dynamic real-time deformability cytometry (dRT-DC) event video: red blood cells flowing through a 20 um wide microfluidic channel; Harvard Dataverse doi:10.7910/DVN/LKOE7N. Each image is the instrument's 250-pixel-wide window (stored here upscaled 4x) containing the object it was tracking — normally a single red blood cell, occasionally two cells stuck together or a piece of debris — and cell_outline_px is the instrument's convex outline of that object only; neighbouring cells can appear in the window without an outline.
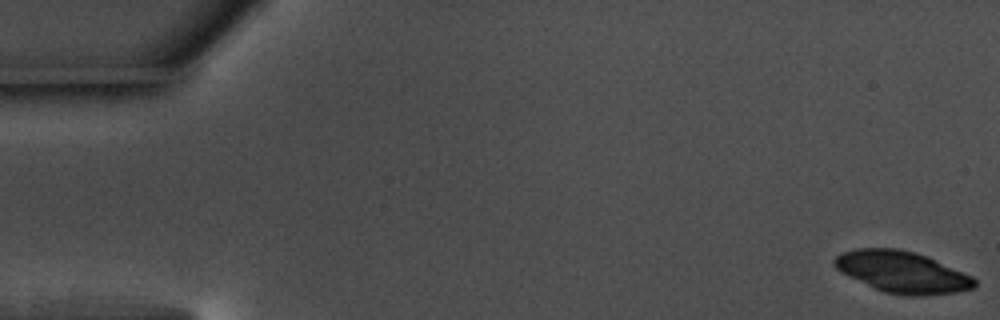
{"species": "common noctule bat (a hibernating species)", "species_latin": "Nyctalus noctula", "temperature_condition": "warm", "stored_images_in_passage": 55, "camera_frame_rate_fps": 3000, "um_per_image_px": 0.085, "animal": {"sex": "male", "body_mass_g": 17.5, "forearm_length_mm": 52.3}, "frame": {"image": 1, "passage_image": 1, "time_ms": 0.0, "image_size_px": [1000, 320], "cell_outline_px": [[976, 288], [956, 292], [920, 296], [908, 296], [884, 292], [840, 272], [832, 264], [832, 260], [836, 256], [844, 252], [856, 248], [896, 248], [912, 252], [924, 256], [972, 276], [976, 280]], "centroid_in_image_um": [76.66, 23.13], "position_along_channel_um": 8.3, "area_um2": 33.47}}
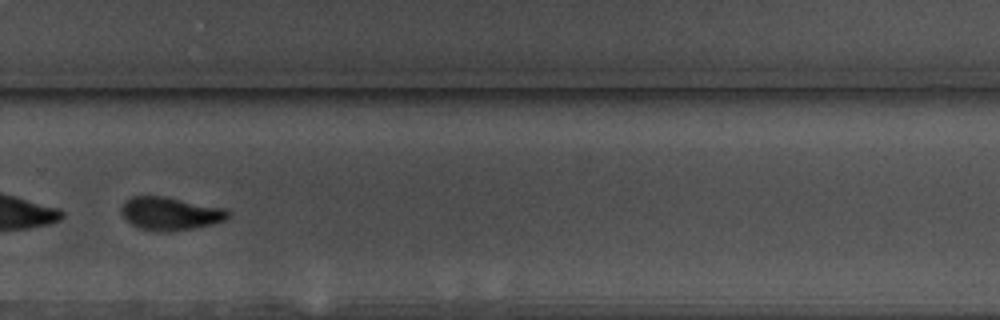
{"frame": {"image": 2, "passage_image": 39, "time_ms": 12.667, "image_size_px": [1000, 320], "cell_outline_px": [[228, 216], [224, 220], [212, 224], [172, 232], [164, 232], [140, 228], [132, 224], [120, 212], [120, 208], [132, 196], [164, 196], [228, 208]], "centroid_in_image_um": [14.49, 18.14], "position_along_channel_um": 315.3, "area_um2": 20.46}, "authors_computed_cell_mechanics": {"area_um2": 22.4842, "velocity_mm_per_s": 3.6436, "shape_relaxation_time_tau1_ms": 3.3981, "shape_relaxation_time_tau2_ms": 7.2982, "deformation_change_tau1": 0.1355, "deformation_change_tau2": 0.1316}}